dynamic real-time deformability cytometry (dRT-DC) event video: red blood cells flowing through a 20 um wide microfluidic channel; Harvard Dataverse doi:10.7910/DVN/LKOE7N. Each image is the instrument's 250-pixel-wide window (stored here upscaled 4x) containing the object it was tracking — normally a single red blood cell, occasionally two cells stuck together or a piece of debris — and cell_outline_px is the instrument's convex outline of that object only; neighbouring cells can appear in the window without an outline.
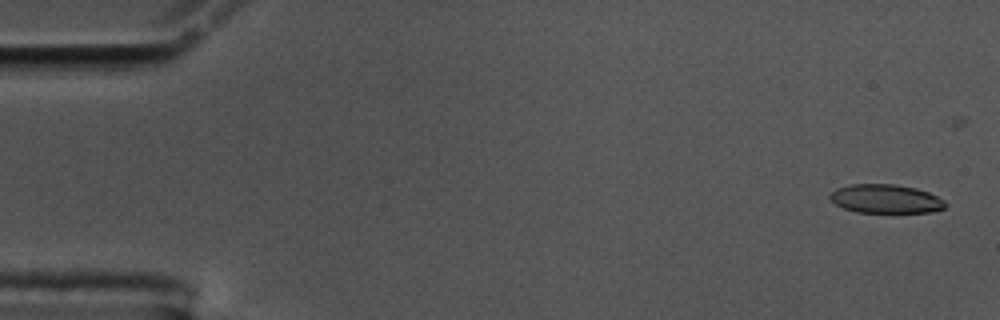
{"species": "common noctule bat (a hibernating species)", "species_latin": "Nyctalus noctula", "temperature_condition": "cold", "stored_images_in_passage": 23, "camera_frame_rate_fps": 3000, "um_per_image_px": 0.085, "animal": {"sex": "male", "body_mass_g": 17.5, "forearm_length_mm": 52.3}, "frame": {"image": 1, "passage_image": 2, "time_ms": 0.333, "image_size_px": [1000, 320], "cell_outline_px": [[948, 204], [944, 208], [932, 212], [856, 212], [844, 208], [836, 204], [828, 196], [836, 188], [852, 184], [896, 184], [916, 188], [928, 192], [944, 200]], "centroid_in_image_um": [75.3, 16.89], "position_along_channel_um": 9.7, "area_um2": 19.31}}
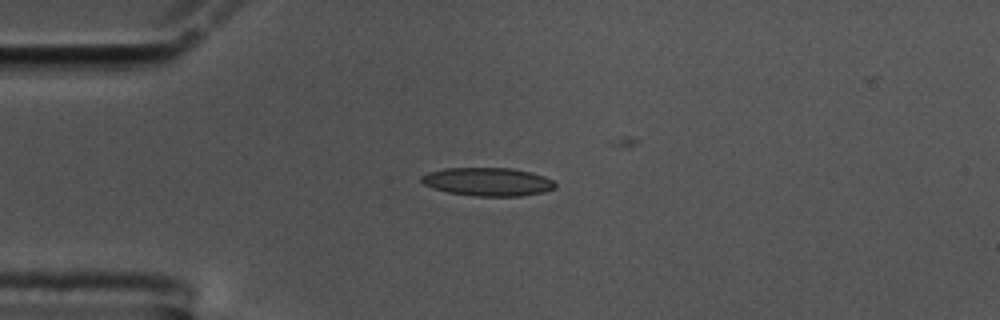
{"frame": {"image": 2, "passage_image": 14, "time_ms": 4.333, "image_size_px": [1000, 320], "cell_outline_px": [[556, 188], [544, 192], [520, 196], [472, 196], [448, 192], [432, 188], [424, 184], [420, 180], [420, 176], [428, 172], [444, 168], [512, 168], [532, 172], [544, 176], [552, 180], [556, 184]], "centroid_in_image_um": [41.46, 15.45], "position_along_channel_um": 43.5, "area_um2": 22.25}}